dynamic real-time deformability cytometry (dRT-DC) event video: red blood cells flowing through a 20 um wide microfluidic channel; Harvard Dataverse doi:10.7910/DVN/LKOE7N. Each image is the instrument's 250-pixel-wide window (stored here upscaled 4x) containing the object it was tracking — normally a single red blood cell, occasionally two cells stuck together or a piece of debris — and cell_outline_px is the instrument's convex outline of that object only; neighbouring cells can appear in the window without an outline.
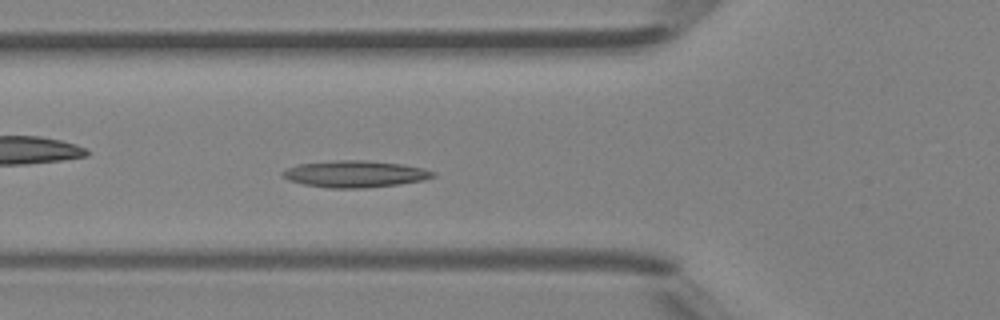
{"species": "Egyptian fruit bat (a non-hibernating species)", "species_latin": "Rousettus aegyptiacus", "temperature_condition": "room temperature", "stored_images_in_passage": 43, "camera_frame_rate_fps": 3000, "um_per_image_px": 0.085, "animal": {"sex": "female"}, "frame": {"image": 1, "passage_image": 13, "time_ms": 4.0, "image_size_px": [1000, 320], "cell_outline_px": [[436, 176], [424, 180], [400, 184], [364, 188], [328, 188], [304, 184], [288, 180], [280, 172], [288, 168], [300, 164], [336, 160], [364, 160], [404, 164], [424, 168], [436, 172]], "centroid_in_image_um": [30.23, 14.79], "position_along_channel_um": 95.6, "area_um2": 23.47}}
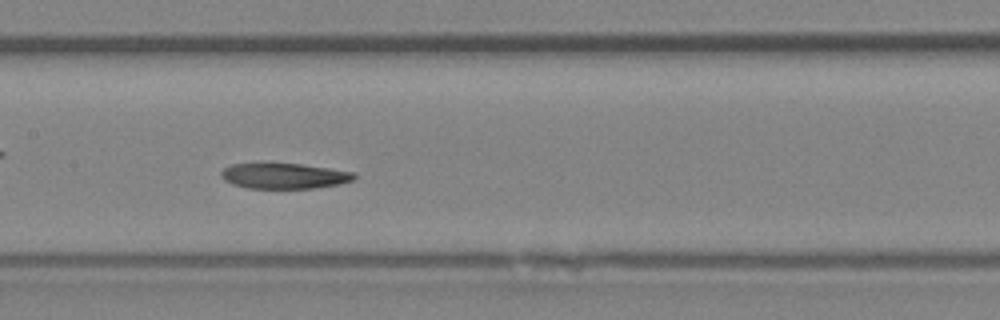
{"frame": {"image": 2, "passage_image": 19, "time_ms": 6.0, "image_size_px": [1000, 320], "cell_outline_px": [[356, 176], [352, 180], [340, 184], [312, 188], [248, 188], [232, 184], [224, 180], [220, 176], [220, 172], [224, 168], [232, 164], [260, 160], [300, 164], [328, 168], [352, 172]], "centroid_in_image_um": [24.03, 14.9], "position_along_channel_um": 183.4, "area_um2": 20.46}, "authors_computed_cell_mechanics": {"area_um2": 20.8658, "velocity_mm_per_s": 4.39, "shape_relaxation_time_tau1_ms": null, "shape_relaxation_time_tau2_ms": 5.8846, "deformation_change_tau1": null, "deformation_change_tau2": 0.1309}}